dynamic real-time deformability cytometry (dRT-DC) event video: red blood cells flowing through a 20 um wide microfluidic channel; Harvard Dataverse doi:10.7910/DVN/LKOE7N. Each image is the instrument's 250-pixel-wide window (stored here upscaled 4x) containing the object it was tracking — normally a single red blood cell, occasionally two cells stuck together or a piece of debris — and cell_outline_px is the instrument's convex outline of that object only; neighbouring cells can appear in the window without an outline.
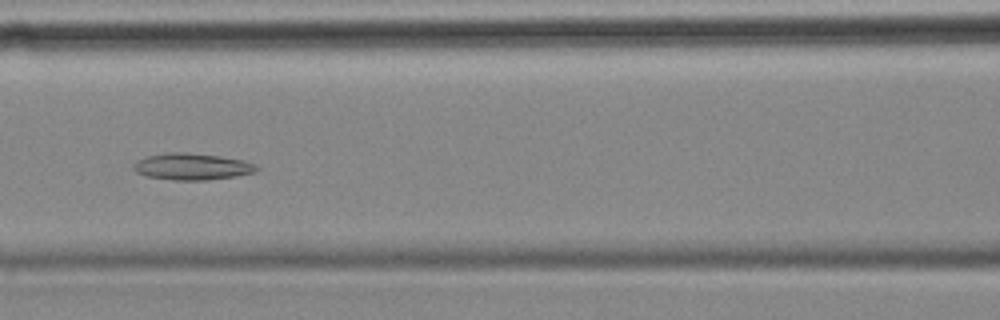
{"species": "common noctule bat (a hibernating species)", "species_latin": "Nyctalus noctula", "temperature_condition": "cold", "stored_images_in_passage": 57, "camera_frame_rate_fps": 3000, "um_per_image_px": 0.085, "animal": {"sex": "female", "body_mass_g": 18.4}, "frame": {"image": 1, "passage_image": 24, "time_ms": 7.667, "image_size_px": [1000, 320], "cell_outline_px": [[260, 168], [256, 172], [236, 176], [208, 180], [176, 180], [148, 176], [136, 172], [132, 168], [132, 164], [136, 160], [144, 156], [164, 152], [184, 152], [220, 156], [244, 160], [256, 164]], "centroid_in_image_um": [16.31, 14.15], "position_along_channel_um": 150.3, "area_um2": 19.36}}
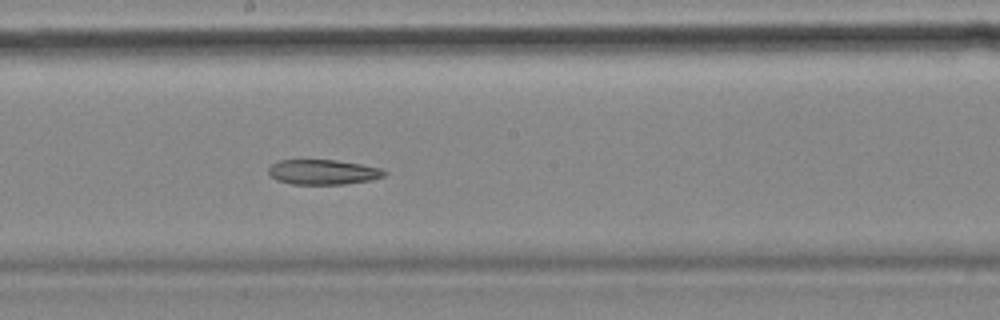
{"frame": {"image": 2, "passage_image": 30, "time_ms": 9.667, "image_size_px": [1000, 320], "cell_outline_px": [[388, 172], [384, 176], [372, 180], [344, 184], [292, 184], [276, 180], [268, 172], [268, 168], [272, 164], [280, 160], [336, 160], [360, 164], [380, 168]], "centroid_in_image_um": [27.46, 14.63], "position_along_channel_um": 220.7, "area_um2": 16.82}}
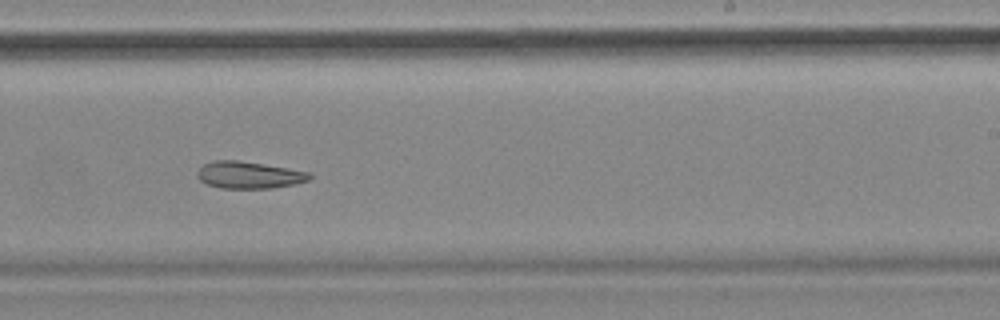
{"frame": {"image": 3, "passage_image": 34, "time_ms": 11.0, "image_size_px": [1000, 320], "cell_outline_px": [[312, 176], [308, 180], [296, 184], [272, 188], [220, 188], [208, 184], [200, 180], [196, 176], [196, 172], [204, 164], [212, 160], [240, 160], [288, 168], [308, 172]], "centroid_in_image_um": [21.14, 14.87], "position_along_channel_um": 267.9, "area_um2": 17.69}}